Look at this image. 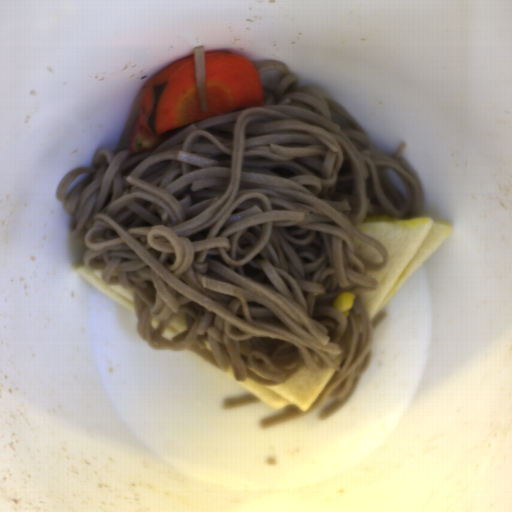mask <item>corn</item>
Wrapping results in <instances>:
<instances>
[{"label": "corn", "instance_id": "1", "mask_svg": "<svg viewBox=\"0 0 512 512\" xmlns=\"http://www.w3.org/2000/svg\"><path fill=\"white\" fill-rule=\"evenodd\" d=\"M355 299L353 292H341L336 296L331 307L347 318L349 311L354 306Z\"/></svg>", "mask_w": 512, "mask_h": 512}]
</instances>
